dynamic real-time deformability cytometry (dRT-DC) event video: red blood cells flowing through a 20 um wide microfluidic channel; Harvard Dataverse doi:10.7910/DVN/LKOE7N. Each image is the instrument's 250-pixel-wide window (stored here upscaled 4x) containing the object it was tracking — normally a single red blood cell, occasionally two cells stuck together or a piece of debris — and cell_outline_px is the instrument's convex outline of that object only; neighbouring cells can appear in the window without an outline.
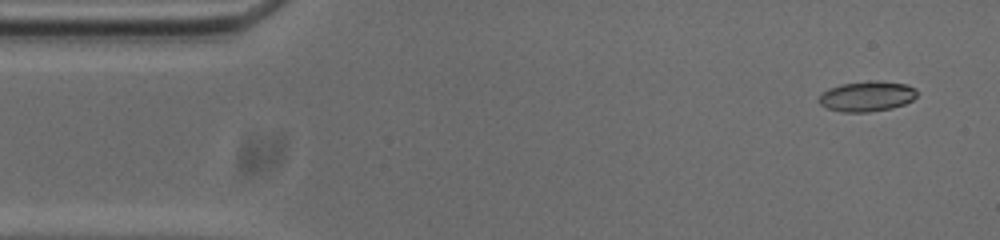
{"species": "common noctule bat (a hibernating species)", "species_latin": "Nyctalus noctula", "temperature_condition": "cold", "stored_images_in_passage": 53, "camera_frame_rate_fps": 3000, "um_per_image_px": 0.085, "animal": {"sex": "male", "body_mass_g": 20.0, "forearm_length_mm": 53.3}, "frame": {"image": 1, "passage_image": 3, "time_ms": 0.667, "image_size_px": [1000, 240], "cell_outline_px": [[916, 96], [912, 100], [904, 104], [892, 108], [868, 112], [840, 112], [828, 108], [820, 104], [820, 96], [828, 88], [840, 84], [868, 80], [876, 80], [908, 84], [916, 88]], "centroid_in_image_um": [73.71, 8.17], "position_along_channel_um": 11.3, "area_um2": 17.4}}
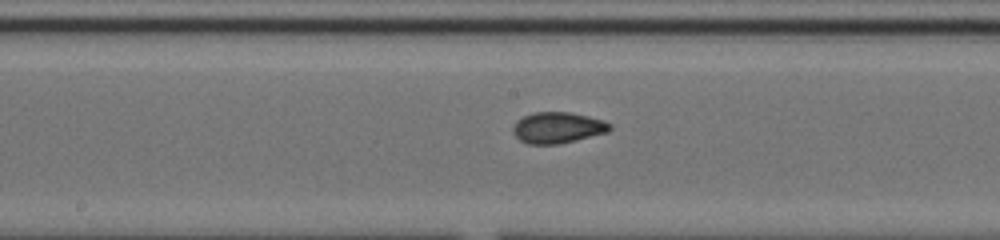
{"frame": {"image": 2, "passage_image": 26, "time_ms": 8.333, "image_size_px": [1000, 240], "cell_outline_px": [[612, 128], [608, 132], [560, 144], [528, 144], [520, 140], [512, 132], [512, 128], [516, 120], [532, 112], [572, 112], [604, 120], [612, 124]], "centroid_in_image_um": [47.41, 10.84], "position_along_channel_um": 200.8, "area_um2": 17.74}}
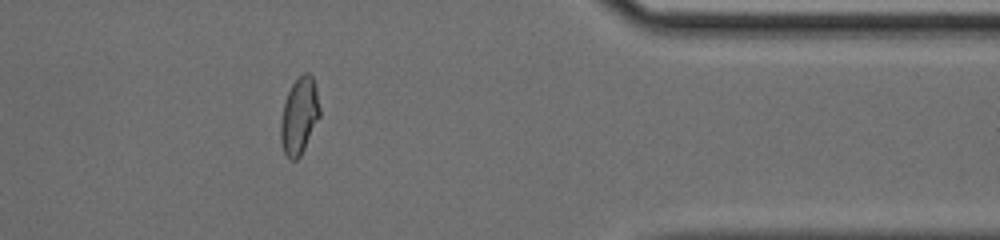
{"frame": {"image": 3, "passage_image": 43, "time_ms": 14.0, "image_size_px": [1000, 240], "cell_outline_px": [[320, 116], [300, 156], [296, 160], [288, 160], [284, 152], [280, 140], [280, 120], [284, 104], [288, 92], [292, 84], [304, 72], [308, 72], [312, 76], [316, 88], [320, 108]], "centroid_in_image_um": [25.43, 9.86], "position_along_channel_um": 386.0, "area_um2": 17.4}, "authors_computed_cell_mechanics": {"area_um2": 17.34, "velocity_mm_per_s": 3.7338, "shape_relaxation_time_tau1_ms": null, "shape_relaxation_time_tau2_ms": 1.0993, "deformation_change_tau1": null, "deformation_change_tau2": 0.0552}}